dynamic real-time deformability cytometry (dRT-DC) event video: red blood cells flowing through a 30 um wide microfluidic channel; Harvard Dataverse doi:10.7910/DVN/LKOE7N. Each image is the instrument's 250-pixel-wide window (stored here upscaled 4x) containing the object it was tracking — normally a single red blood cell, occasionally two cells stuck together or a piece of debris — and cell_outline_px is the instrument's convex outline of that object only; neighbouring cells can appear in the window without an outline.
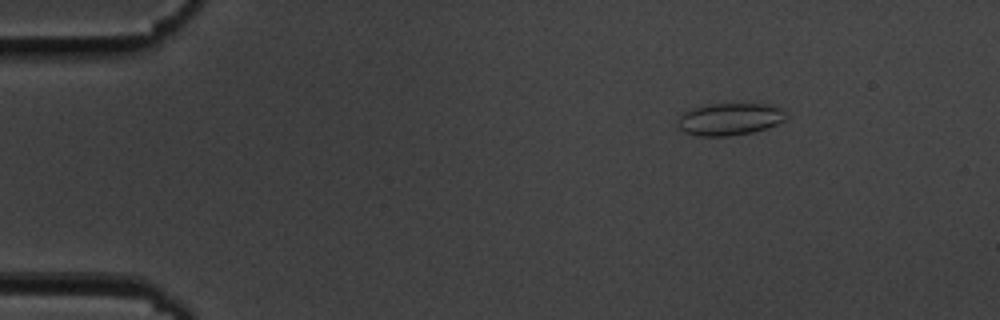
{"species": "common noctule bat (a hibernating species)", "species_latin": "Nyctalus noctula", "temperature_condition": "cold", "stored_images_in_passage": 50, "camera_frame_rate_fps": 3000, "um_per_image_px": 0.085, "animal": {"sex": "male", "body_mass_g": 19.5, "forearm_length_mm": 54.6}, "frame": {"image": 1, "passage_image": 2, "time_ms": 0.333, "image_size_px": [1000, 320], "cell_outline_px": [[788, 116], [784, 120], [776, 124], [752, 132], [728, 136], [700, 136], [684, 132], [676, 124], [680, 116], [684, 112], [692, 108], [708, 104], [768, 104], [780, 108]], "centroid_in_image_um": [62.0, 10.12], "position_along_channel_um": 23.0, "area_um2": 20.17}}
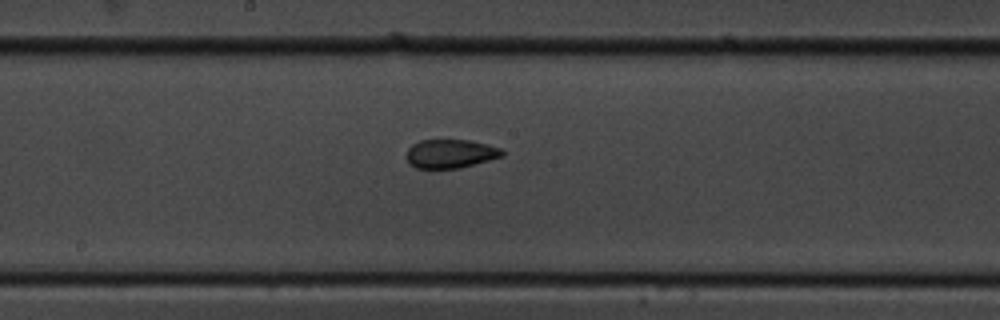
{"frame": {"image": 2, "passage_image": 24, "time_ms": 7.667, "image_size_px": [1000, 320], "cell_outline_px": [[504, 156], [460, 168], [416, 168], [408, 164], [408, 148], [412, 144], [420, 140], [468, 140], [488, 144], [500, 148], [504, 152]], "centroid_in_image_um": [38.3, 13.06], "position_along_channel_um": 209.9, "area_um2": 16.01}}
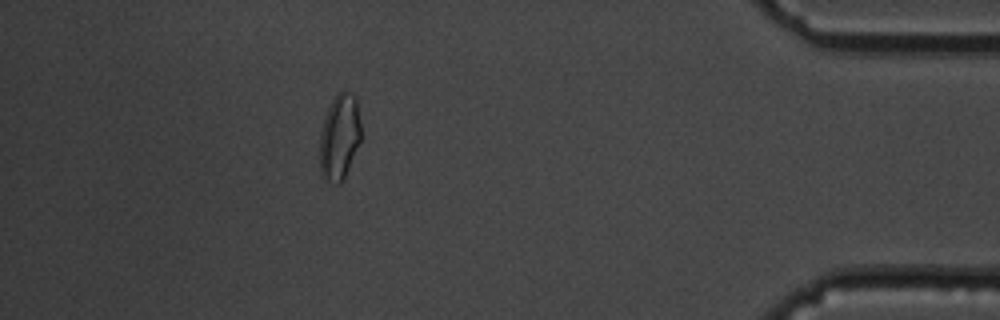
{"frame": {"image": 3, "passage_image": 44, "time_ms": 14.333, "image_size_px": [1000, 320], "cell_outline_px": [[360, 140], [348, 168], [340, 184], [336, 184], [324, 180], [320, 176], [320, 132], [328, 108], [336, 92], [344, 88], [356, 96], [360, 124]], "centroid_in_image_um": [28.84, 11.61], "position_along_channel_um": 406.4, "area_um2": 20.69}, "authors_computed_cell_mechanics": {"area_um2": 17.1377, "velocity_mm_per_s": 3.6186, "shape_relaxation_time_tau1_ms": 10.4249, "shape_relaxation_time_tau2_ms": 1.591, "deformation_change_tau1": 0.1954, "deformation_change_tau2": 0.0639}}